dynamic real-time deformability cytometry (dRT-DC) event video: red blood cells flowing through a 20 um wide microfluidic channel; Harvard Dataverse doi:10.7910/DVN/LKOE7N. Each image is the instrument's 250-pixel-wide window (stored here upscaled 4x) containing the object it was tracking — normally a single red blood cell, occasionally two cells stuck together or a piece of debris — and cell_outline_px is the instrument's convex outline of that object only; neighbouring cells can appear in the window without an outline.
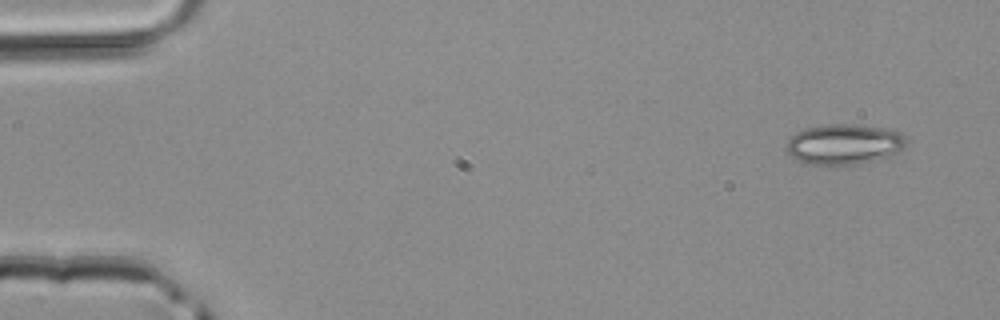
{"species": "common noctule bat (a hibernating species)", "species_latin": "Nyctalus noctula", "temperature_condition": "room temperature", "stored_images_in_passage": 6, "camera_frame_rate_fps": 3000, "um_per_image_px": 0.085, "animal": {"sex": "male", "body_mass_g": 20.4}, "frame": {"image": 1, "passage_image": 1, "time_ms": 0.0, "image_size_px": [1000, 320], "cell_outline_px": [[908, 140], [892, 156], [876, 160], [856, 164], [812, 164], [788, 156], [784, 148], [788, 140], [796, 132], [804, 128], [828, 124], [856, 124], [880, 128], [900, 132]], "centroid_in_image_um": [71.7, 12.25], "position_along_channel_um": 13.3, "area_um2": 28.09}}
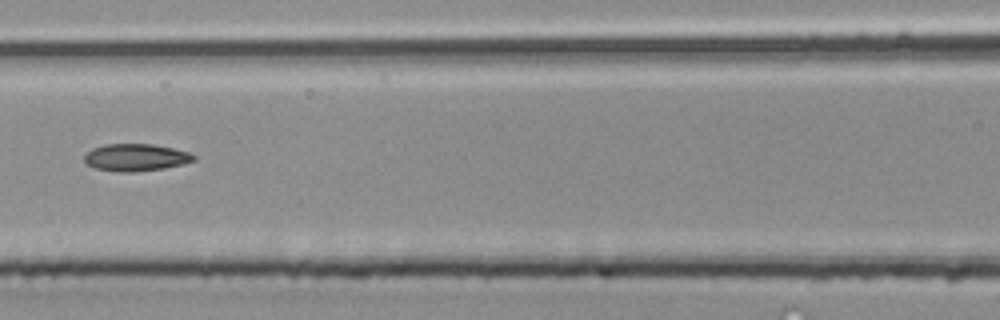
{"frame": {"image": 2, "passage_image": 6, "time_ms": 1.667, "image_size_px": [1000, 320], "cell_outline_px": [[196, 160], [184, 164], [164, 168], [132, 172], [116, 172], [96, 168], [88, 164], [84, 160], [84, 156], [92, 148], [104, 144], [152, 144], [192, 152], [196, 156]], "centroid_in_image_um": [11.58, 13.38], "position_along_channel_um": 155.0, "area_um2": 17.46}}